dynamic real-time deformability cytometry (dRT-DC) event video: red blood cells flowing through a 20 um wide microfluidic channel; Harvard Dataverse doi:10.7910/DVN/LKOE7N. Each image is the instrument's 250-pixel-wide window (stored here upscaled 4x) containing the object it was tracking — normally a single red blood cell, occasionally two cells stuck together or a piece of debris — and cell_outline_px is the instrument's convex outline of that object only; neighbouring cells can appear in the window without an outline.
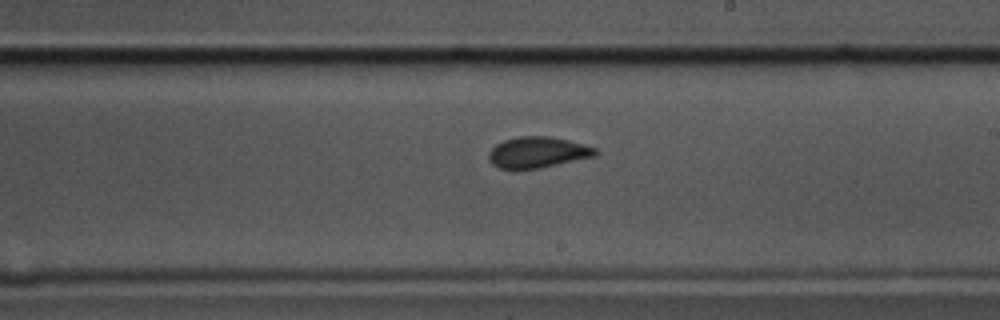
{"species": "common noctule bat (a hibernating species)", "species_latin": "Nyctalus noctula", "temperature_condition": "cold", "stored_images_in_passage": 57, "camera_frame_rate_fps": 3000, "um_per_image_px": 0.085, "animal": {"sex": "male", "body_mass_g": 17.5, "forearm_length_mm": 52.3}, "frame": {"image": 1, "passage_image": 33, "time_ms": 10.667, "image_size_px": [1000, 320], "cell_outline_px": [[600, 152], [596, 156], [540, 168], [516, 172], [500, 168], [492, 164], [488, 156], [488, 152], [496, 144], [504, 140], [520, 136], [552, 136], [584, 144], [596, 148]], "centroid_in_image_um": [45.69, 12.98], "position_along_channel_um": 243.3, "area_um2": 19.83}}
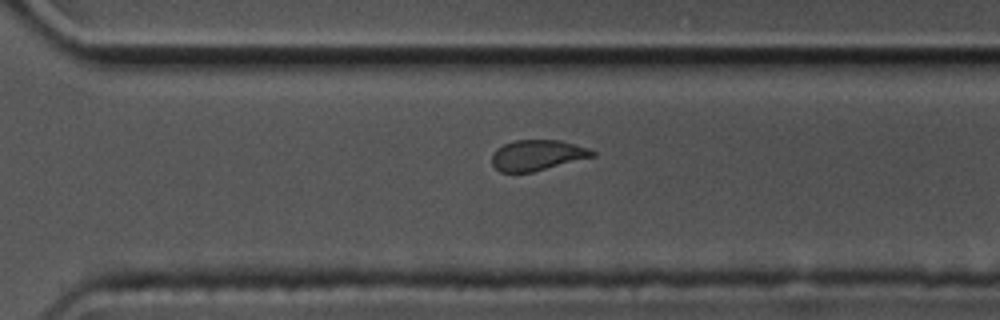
{"frame": {"image": 2, "passage_image": 40, "time_ms": 13.0, "image_size_px": [1000, 320], "cell_outline_px": [[596, 156], [532, 172], [500, 172], [492, 164], [492, 152], [496, 148], [504, 144], [516, 140], [560, 140], [588, 148], [596, 152]], "centroid_in_image_um": [45.66, 13.19], "position_along_channel_um": 324.9, "area_um2": 17.92}}
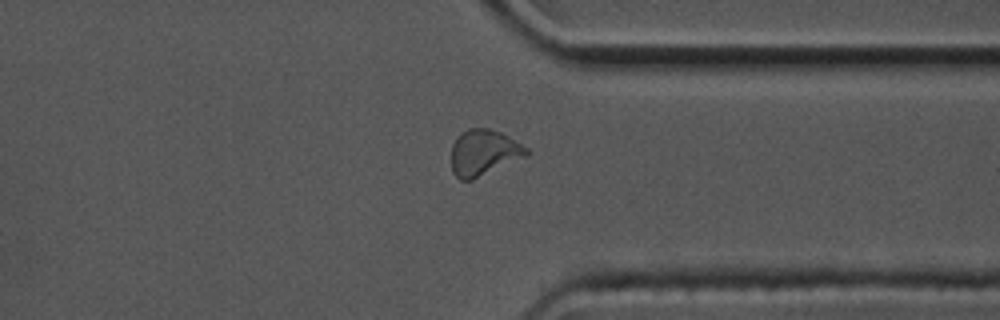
{"frame": {"image": 3, "passage_image": 44, "time_ms": 14.333, "image_size_px": [1000, 320], "cell_outline_px": [[532, 152], [528, 156], [472, 180], [460, 180], [452, 172], [452, 144], [456, 136], [468, 128], [488, 128], [500, 132], [508, 136], [528, 148]], "centroid_in_image_um": [41.13, 12.97], "position_along_channel_um": 370.3, "area_um2": 20.35}}